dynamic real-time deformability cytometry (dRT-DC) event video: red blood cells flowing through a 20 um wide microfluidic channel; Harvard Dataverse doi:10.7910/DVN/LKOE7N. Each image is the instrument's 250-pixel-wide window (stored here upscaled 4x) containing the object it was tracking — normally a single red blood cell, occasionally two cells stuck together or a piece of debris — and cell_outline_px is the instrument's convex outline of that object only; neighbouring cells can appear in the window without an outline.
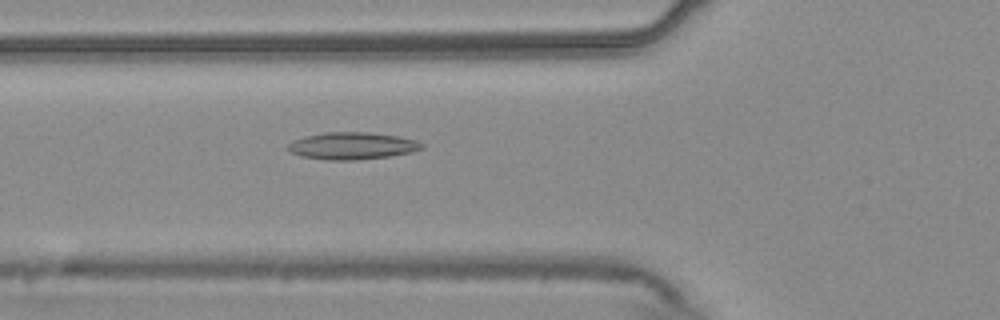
{"species": "common noctule bat (a hibernating species)", "species_latin": "Nyctalus noctula", "temperature_condition": "warm", "stored_images_in_passage": 54, "camera_frame_rate_fps": 3000, "um_per_image_px": 0.085, "animal": {"sex": "male", "body_mass_g": 20.4}, "frame": {"image": 1, "passage_image": 20, "time_ms": 6.333, "image_size_px": [1000, 320], "cell_outline_px": [[424, 148], [412, 152], [388, 156], [356, 160], [328, 160], [300, 156], [292, 152], [288, 148], [288, 144], [292, 140], [304, 136], [324, 132], [368, 132], [396, 136], [416, 140], [424, 144]], "centroid_in_image_um": [29.93, 12.39], "position_along_channel_um": 95.9, "area_um2": 21.15}}
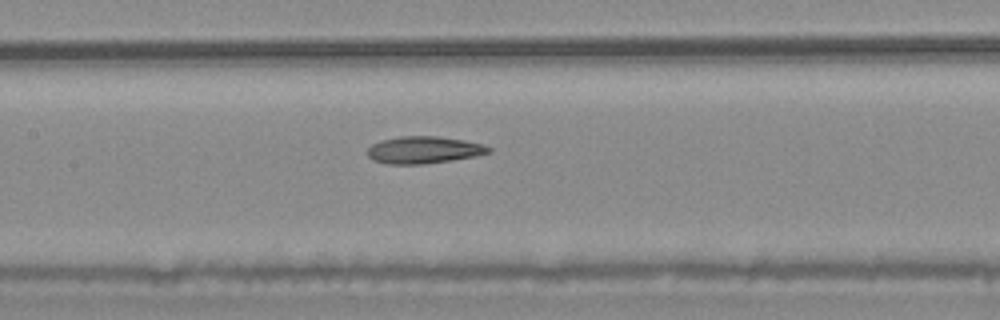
{"frame": {"image": 2, "passage_image": 26, "time_ms": 8.333, "image_size_px": [1000, 320], "cell_outline_px": [[492, 152], [476, 156], [452, 160], [424, 164], [384, 164], [372, 160], [368, 156], [368, 148], [372, 144], [384, 140], [400, 136], [436, 136], [464, 140], [484, 144], [492, 148]], "centroid_in_image_um": [36.05, 12.75], "position_along_channel_um": 171.4, "area_um2": 19.25}}
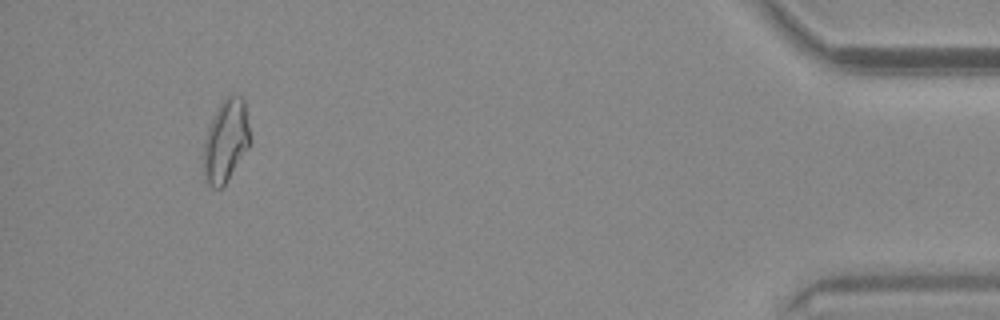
{"frame": {"image": 3, "passage_image": 51, "time_ms": 16.667, "image_size_px": [1000, 320], "cell_outline_px": [[252, 144], [224, 184], [220, 188], [212, 188], [204, 180], [200, 168], [204, 140], [208, 128], [220, 104], [228, 96], [240, 96], [244, 100], [252, 140]], "centroid_in_image_um": [19.17, 12.05], "position_along_channel_um": 416.0, "area_um2": 22.83}, "authors_computed_cell_mechanics": {"area_um2": 20.4034, "velocity_mm_per_s": 3.7568, "shape_relaxation_time_tau1_ms": null, "shape_relaxation_time_tau2_ms": 3.5149, "deformation_change_tau1": null, "deformation_change_tau2": 0.1129}}